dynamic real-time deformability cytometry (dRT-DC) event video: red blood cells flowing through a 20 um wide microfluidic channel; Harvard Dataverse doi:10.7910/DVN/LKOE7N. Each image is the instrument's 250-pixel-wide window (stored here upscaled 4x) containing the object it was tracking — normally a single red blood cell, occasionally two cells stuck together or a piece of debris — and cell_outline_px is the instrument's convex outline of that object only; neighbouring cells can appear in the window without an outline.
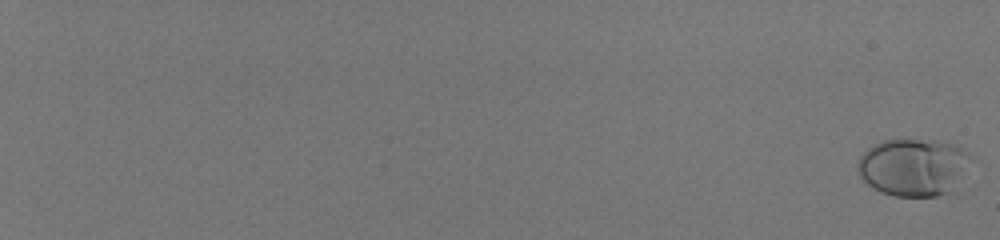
{"species": "human", "species_latin": "Homo sapiens", "temperature_condition": "room temperature", "stored_images_in_passage": 59, "camera_frame_rate_fps": 3000, "um_per_image_px": 0.085, "donor": {"sex": "male"}, "frame": {"image": 1, "passage_image": 1, "time_ms": 0.0, "image_size_px": [1000, 240], "cell_outline_px": [[972, 156], [948, 192], [936, 196], [896, 196], [880, 192], [868, 184], [860, 176], [856, 168], [856, 164], [860, 156], [872, 144], [884, 140], [936, 140], [952, 144], [960, 148]], "centroid_in_image_um": [77.53, 14.19], "position_along_channel_um": 7.5, "area_um2": 37.17}}
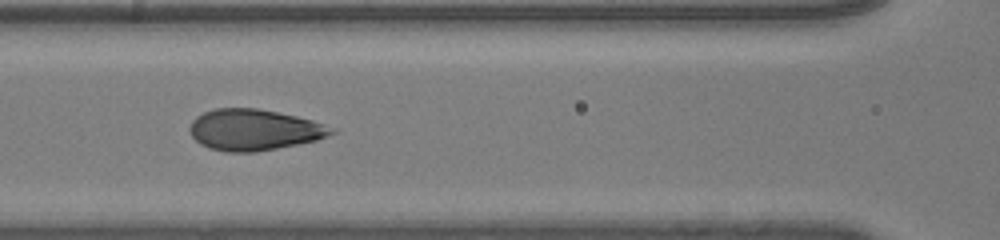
{"frame": {"image": 2, "passage_image": 34, "time_ms": 11.0, "image_size_px": [1000, 240], "cell_outline_px": [[336, 132], [316, 140], [256, 152], [224, 152], [208, 148], [200, 144], [192, 136], [188, 128], [192, 120], [196, 116], [204, 112], [216, 108], [256, 108], [296, 116], [312, 120], [336, 128]], "centroid_in_image_um": [21.56, 11.03], "position_along_channel_um": 145.0, "area_um2": 33.93}}
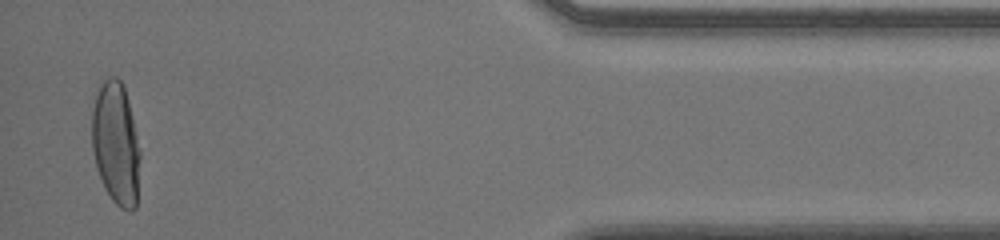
{"frame": {"image": 3, "passage_image": 58, "time_ms": 19.0, "image_size_px": [1000, 240], "cell_outline_px": [[140, 156], [136, 208], [132, 212], [120, 208], [112, 200], [104, 188], [96, 168], [92, 148], [92, 108], [100, 80], [108, 76], [116, 76], [120, 80], [124, 88], [128, 100], [140, 152]], "centroid_in_image_um": [9.83, 12.19], "position_along_channel_um": 425.4, "area_um2": 34.74}, "authors_computed_cell_mechanics": {"area_um2": 34.2754, "velocity_mm_per_s": 4.0395, "shape_relaxation_time_tau1_ms": 4.6899, "shape_relaxation_time_tau2_ms": null, "deformation_change_tau1": 0.1871, "deformation_change_tau2": null}}